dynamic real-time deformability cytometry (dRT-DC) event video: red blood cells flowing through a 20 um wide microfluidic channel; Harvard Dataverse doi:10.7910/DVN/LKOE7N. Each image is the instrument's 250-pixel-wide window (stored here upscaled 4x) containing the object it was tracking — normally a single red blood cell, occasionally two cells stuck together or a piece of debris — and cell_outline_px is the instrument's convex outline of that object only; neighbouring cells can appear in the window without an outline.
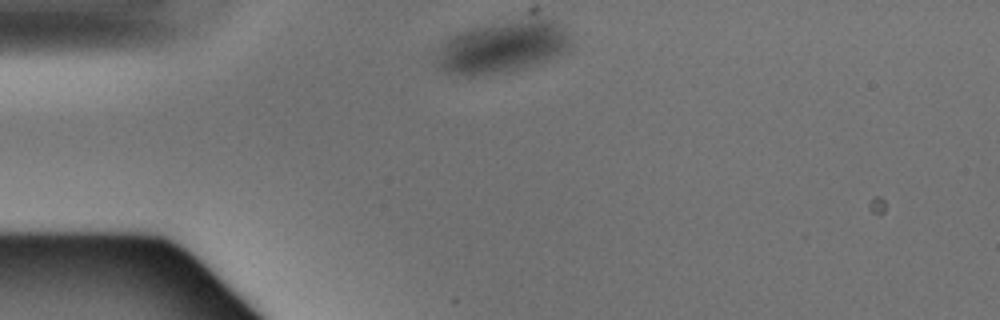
{"species": "Egyptian fruit bat (a non-hibernating species)", "species_latin": "Rousettus aegyptiacus", "temperature_condition": "warm", "stored_images_in_passage": 3, "camera_frame_rate_fps": 3000, "um_per_image_px": 0.085, "animal": {"sex": "male"}, "frame": {"image": 1, "passage_image": 1, "time_ms": 0.0, "image_size_px": [1000, 320], "cell_outline_px": [[572, 44], [560, 52], [536, 64], [512, 72], [472, 76], [448, 72], [440, 68], [436, 56], [440, 44], [448, 36], [456, 32], [488, 24], [508, 20], [560, 20], [572, 36]], "centroid_in_image_um": [42.71, 3.97], "position_along_channel_um": 42.3, "area_um2": 40.75}}
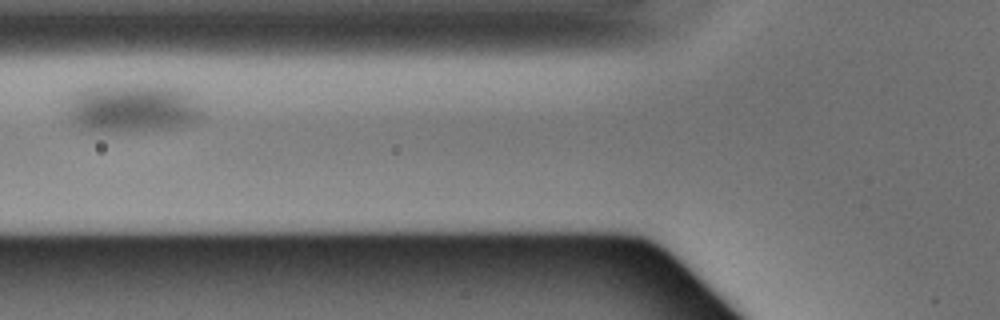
{"frame": {"image": 2, "passage_image": 3, "time_ms": 0.667, "image_size_px": [1000, 320], "cell_outline_px": [[204, 112], [196, 120], [184, 124], [168, 128], [92, 128], [68, 120], [68, 100], [72, 92], [96, 84], [168, 84], [180, 88], [188, 92], [192, 96]], "centroid_in_image_um": [11.27, 9.04], "position_along_channel_um": 114.5, "area_um2": 37.51}}